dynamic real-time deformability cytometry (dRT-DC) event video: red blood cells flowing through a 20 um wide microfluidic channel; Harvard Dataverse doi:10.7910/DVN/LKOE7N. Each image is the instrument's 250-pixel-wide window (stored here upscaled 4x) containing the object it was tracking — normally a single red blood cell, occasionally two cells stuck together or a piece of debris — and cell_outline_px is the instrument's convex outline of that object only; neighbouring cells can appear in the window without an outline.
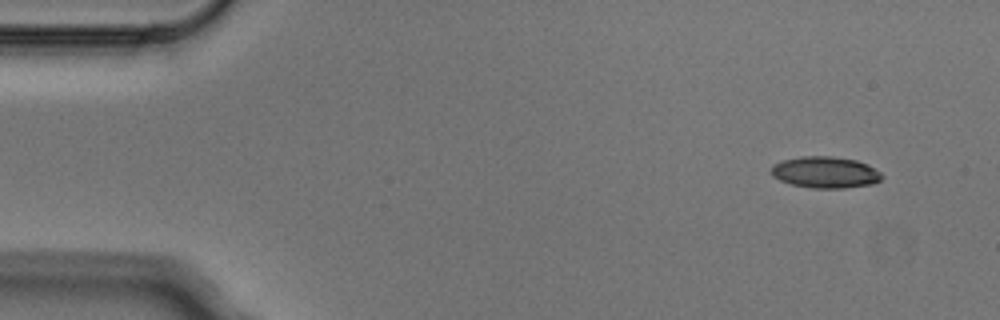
{"species": "Egyptian fruit bat (a non-hibernating species)", "species_latin": "Rousettus aegyptiacus", "temperature_condition": "cold", "stored_images_in_passage": 3, "camera_frame_rate_fps": 3000, "um_per_image_px": 0.085, "animal": {"sex": "male"}, "frame": {"image": 1, "passage_image": 1, "time_ms": 0.0, "image_size_px": [1000, 320], "cell_outline_px": [[884, 176], [880, 180], [872, 184], [844, 188], [812, 188], [792, 184], [780, 180], [772, 176], [768, 172], [772, 164], [784, 160], [800, 156], [832, 156], [856, 160], [868, 164], [880, 172]], "centroid_in_image_um": [70.12, 14.64], "position_along_channel_um": 14.9, "area_um2": 20.46}}
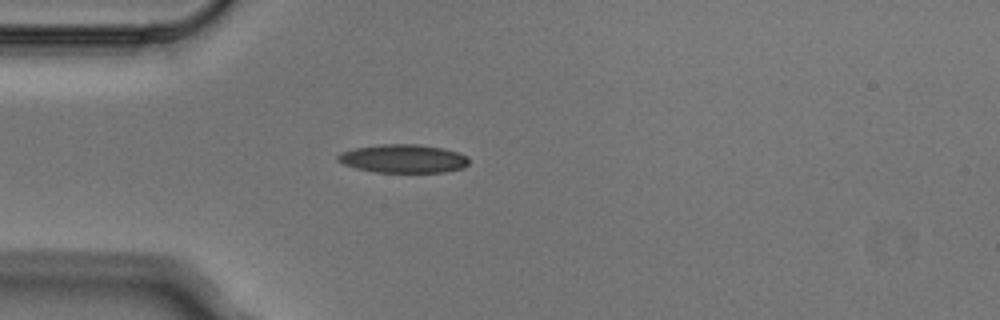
{"frame": {"image": 2, "passage_image": 3, "time_ms": 0.667, "image_size_px": [1000, 320], "cell_outline_px": [[468, 164], [464, 168], [444, 172], [376, 172], [356, 168], [344, 164], [336, 160], [336, 156], [340, 152], [356, 148], [380, 144], [416, 144], [444, 148], [468, 156]], "centroid_in_image_um": [34.27, 13.48], "position_along_channel_um": 50.7, "area_um2": 21.73}}